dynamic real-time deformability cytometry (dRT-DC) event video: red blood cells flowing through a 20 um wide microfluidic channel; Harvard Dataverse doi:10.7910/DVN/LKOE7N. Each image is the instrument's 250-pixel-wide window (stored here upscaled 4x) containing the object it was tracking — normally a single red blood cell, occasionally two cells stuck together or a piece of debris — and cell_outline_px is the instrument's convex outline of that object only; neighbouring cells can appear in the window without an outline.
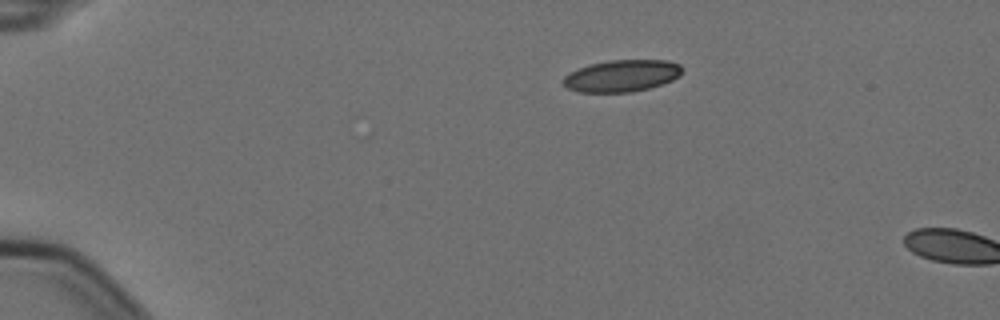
{"species": "Egyptian fruit bat (a non-hibernating species)", "species_latin": "Rousettus aegyptiacus", "temperature_condition": "cold", "stored_images_in_passage": 3, "camera_frame_rate_fps": 3000, "um_per_image_px": 0.085, "animal": {"sex": "female"}, "frame": {"image": 1, "passage_image": 3, "time_ms": 0.667, "image_size_px": [1000, 320], "cell_outline_px": [[684, 68], [680, 76], [672, 80], [648, 88], [632, 92], [580, 92], [568, 88], [560, 80], [568, 72], [592, 64], [608, 60], [668, 60], [680, 64]], "centroid_in_image_um": [52.86, 6.43], "position_along_channel_um": 32.1, "area_um2": 22.14}}